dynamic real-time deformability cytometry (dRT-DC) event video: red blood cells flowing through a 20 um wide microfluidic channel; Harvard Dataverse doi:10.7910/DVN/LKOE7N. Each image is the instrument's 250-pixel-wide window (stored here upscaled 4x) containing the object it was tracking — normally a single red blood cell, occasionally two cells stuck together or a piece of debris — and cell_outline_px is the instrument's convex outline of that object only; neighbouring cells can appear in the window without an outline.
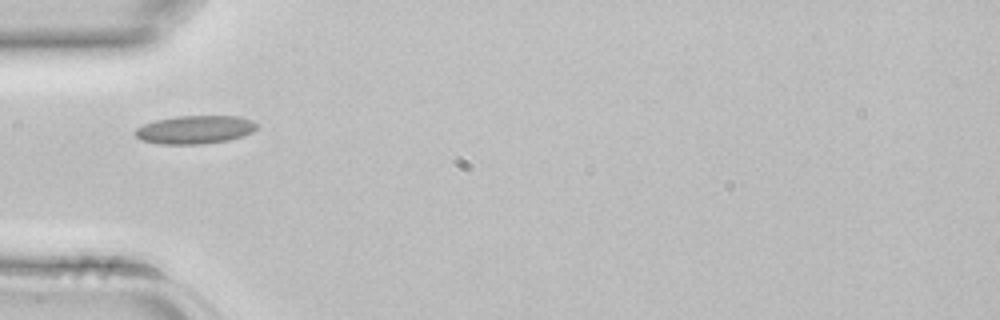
{"species": "common noctule bat (a hibernating species)", "species_latin": "Nyctalus noctula", "temperature_condition": "room temperature", "stored_images_in_passage": 1, "camera_frame_rate_fps": 3000, "um_per_image_px": 0.085, "animal": {"sex": "female", "body_mass_g": 22.7, "forearm_length_mm": 54.2}, "frame": {"image": 1, "passage_image": 1, "time_ms": 0.0, "image_size_px": [1000, 320], "cell_outline_px": [[256, 128], [252, 132], [228, 140], [200, 144], [160, 144], [140, 140], [132, 132], [136, 128], [144, 124], [156, 120], [176, 116], [240, 116], [252, 120], [256, 124]], "centroid_in_image_um": [16.52, 11.02], "position_along_channel_um": 68.5, "area_um2": 20.0}}